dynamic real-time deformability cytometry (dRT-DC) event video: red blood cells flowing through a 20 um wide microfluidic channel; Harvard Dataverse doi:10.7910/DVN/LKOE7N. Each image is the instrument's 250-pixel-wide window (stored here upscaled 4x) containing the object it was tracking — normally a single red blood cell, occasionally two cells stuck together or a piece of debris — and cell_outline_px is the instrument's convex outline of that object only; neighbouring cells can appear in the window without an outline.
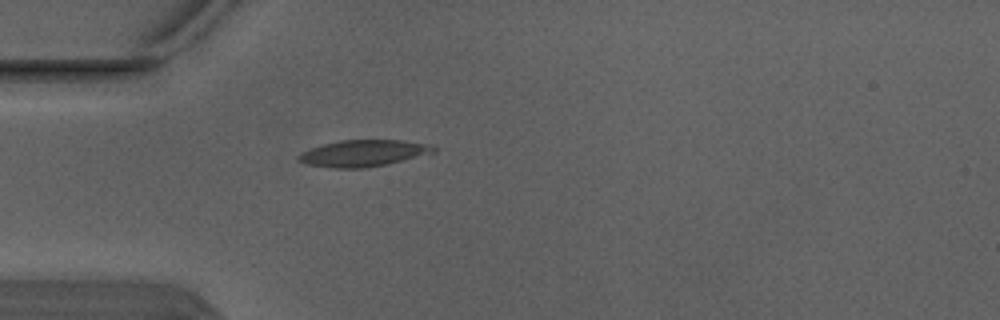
{"species": "Egyptian fruit bat (a non-hibernating species)", "species_latin": "Rousettus aegyptiacus", "temperature_condition": "warm", "stored_images_in_passage": 3, "camera_frame_rate_fps": 3000, "um_per_image_px": 0.085, "animal": {"sex": "male"}, "frame": {"image": 1, "passage_image": 3, "time_ms": 0.667, "image_size_px": [1000, 320], "cell_outline_px": [[436, 152], [384, 164], [364, 168], [332, 168], [308, 164], [296, 160], [296, 156], [312, 148], [324, 144], [340, 140], [404, 140], [432, 144], [436, 148]], "centroid_in_image_um": [30.9, 13.01], "position_along_channel_um": 54.1, "area_um2": 20.69}}